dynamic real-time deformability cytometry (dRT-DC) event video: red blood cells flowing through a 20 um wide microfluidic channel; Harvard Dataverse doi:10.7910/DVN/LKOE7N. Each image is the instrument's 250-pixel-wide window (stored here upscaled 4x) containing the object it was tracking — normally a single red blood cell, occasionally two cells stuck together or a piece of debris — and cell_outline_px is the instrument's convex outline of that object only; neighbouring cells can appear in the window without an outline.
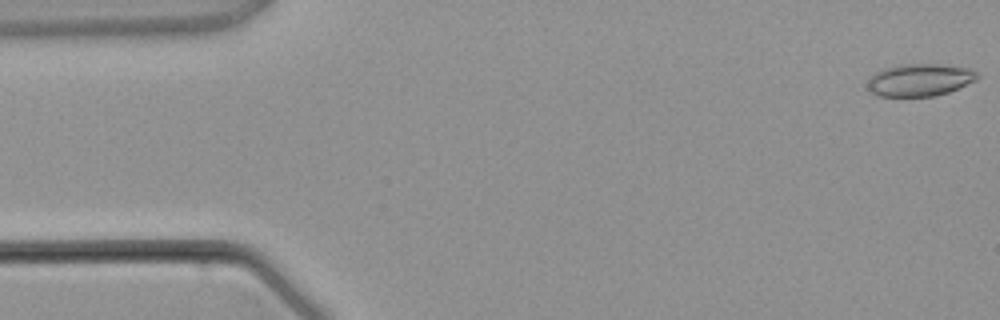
{"species": "common noctule bat (a hibernating species)", "species_latin": "Nyctalus noctula", "temperature_condition": "warm", "stored_images_in_passage": 4, "camera_frame_rate_fps": 3000, "um_per_image_px": 0.085, "animal": {"sex": "male", "body_mass_g": 21.5, "forearm_length_mm": 52.0}, "frame": {"image": 1, "passage_image": 1, "time_ms": 0.0, "image_size_px": [1000, 320], "cell_outline_px": [[980, 76], [976, 80], [948, 92], [936, 96], [876, 96], [868, 88], [868, 80], [876, 72], [884, 68], [900, 64], [940, 64], [968, 68], [976, 72]], "centroid_in_image_um": [78.18, 6.79], "position_along_channel_um": 6.8, "area_um2": 20.63}}